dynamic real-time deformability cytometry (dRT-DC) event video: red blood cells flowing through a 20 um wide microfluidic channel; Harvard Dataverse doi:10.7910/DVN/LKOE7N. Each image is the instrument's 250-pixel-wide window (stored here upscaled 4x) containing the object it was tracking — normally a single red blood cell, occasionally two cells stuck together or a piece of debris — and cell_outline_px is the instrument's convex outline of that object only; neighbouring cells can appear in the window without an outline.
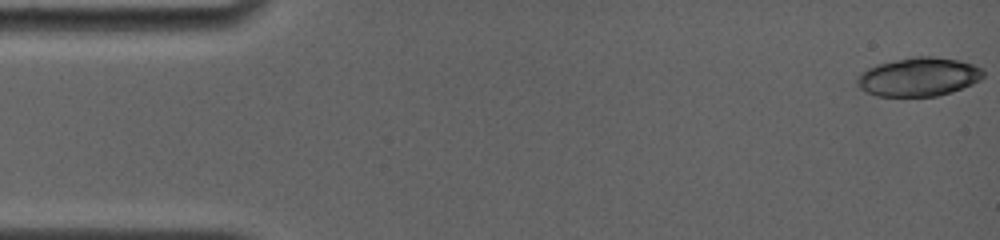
{"species": "common noctule bat (a hibernating species)", "species_latin": "Nyctalus noctula", "temperature_condition": "room temperature", "stored_images_in_passage": 9, "camera_frame_rate_fps": 4000, "um_per_image_px": 0.085, "animal": {"sex": "female", "body_mass_g": 19.0, "forearm_length_mm": 56.7}, "frame": {"image": 1, "passage_image": 1, "time_ms": 0.0, "image_size_px": [1000, 240], "cell_outline_px": [[984, 76], [980, 80], [972, 84], [952, 92], [936, 96], [876, 96], [860, 88], [856, 84], [856, 80], [860, 72], [876, 64], [912, 56], [932, 56], [960, 60], [984, 68]], "centroid_in_image_um": [78.09, 6.52], "position_along_channel_um": 6.9, "area_um2": 28.73}}
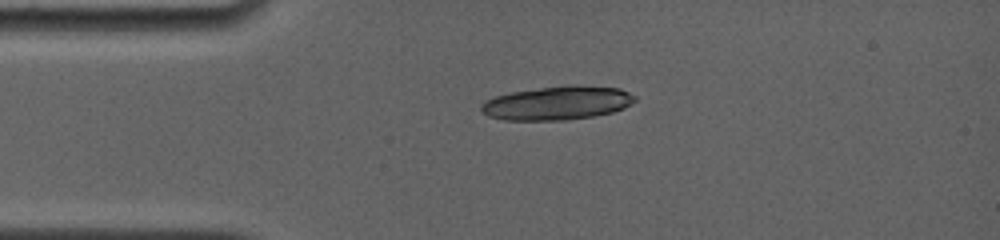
{"frame": {"image": 2, "passage_image": 8, "time_ms": 3.5, "image_size_px": [1000, 240], "cell_outline_px": [[636, 100], [624, 108], [612, 112], [592, 116], [564, 120], [504, 120], [488, 116], [480, 108], [480, 104], [484, 100], [508, 92], [572, 84], [620, 88], [636, 96]], "centroid_in_image_um": [47.36, 8.75], "position_along_channel_um": 37.6, "area_um2": 30.29}}